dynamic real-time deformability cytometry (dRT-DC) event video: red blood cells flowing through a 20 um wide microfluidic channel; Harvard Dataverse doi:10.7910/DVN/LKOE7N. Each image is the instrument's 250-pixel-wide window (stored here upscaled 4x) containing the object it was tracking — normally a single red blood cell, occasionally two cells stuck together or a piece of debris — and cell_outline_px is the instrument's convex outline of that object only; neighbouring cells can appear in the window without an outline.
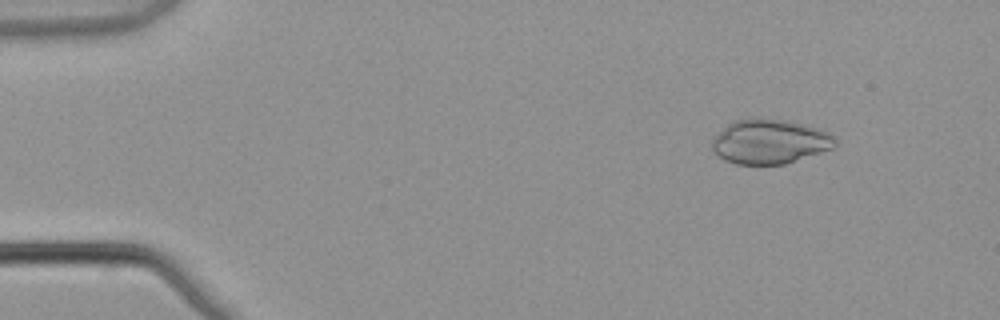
{"species": "common noctule bat (a hibernating species)", "species_latin": "Nyctalus noctula", "temperature_condition": "warm", "stored_images_in_passage": 5, "camera_frame_rate_fps": 3000, "um_per_image_px": 0.085, "animal": {"sex": "male", "body_mass_g": 21.5, "forearm_length_mm": 52.0}, "frame": {"image": 1, "passage_image": 2, "time_ms": 0.333, "image_size_px": [1000, 320], "cell_outline_px": [[836, 144], [832, 148], [784, 164], [736, 164], [724, 160], [712, 148], [712, 136], [728, 124], [736, 120], [784, 120], [804, 124], [828, 132], [836, 140]], "centroid_in_image_um": [65.4, 12.05], "position_along_channel_um": 19.6, "area_um2": 31.21}}